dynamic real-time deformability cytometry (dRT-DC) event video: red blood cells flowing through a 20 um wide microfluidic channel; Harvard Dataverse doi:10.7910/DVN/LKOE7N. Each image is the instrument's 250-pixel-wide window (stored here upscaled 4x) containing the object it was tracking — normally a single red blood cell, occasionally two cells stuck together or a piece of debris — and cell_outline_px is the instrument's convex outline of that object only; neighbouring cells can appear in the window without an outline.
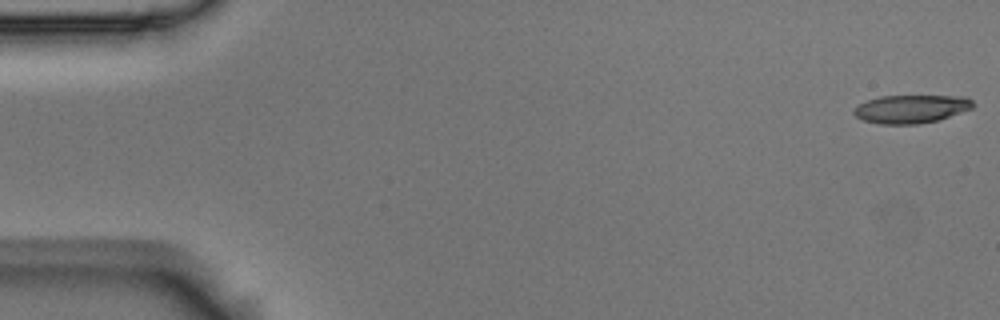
{"species": "Egyptian fruit bat (a non-hibernating species)", "species_latin": "Rousettus aegyptiacus", "temperature_condition": "room temperature", "stored_images_in_passage": 55, "camera_frame_rate_fps": 3000, "um_per_image_px": 0.085, "animal": {"sex": "male"}, "frame": {"image": 1, "passage_image": 1, "time_ms": 0.0, "image_size_px": [1000, 320], "cell_outline_px": [[972, 108], [936, 120], [916, 124], [880, 124], [864, 120], [856, 116], [852, 112], [860, 104], [868, 100], [880, 96], [968, 96], [972, 100]], "centroid_in_image_um": [77.43, 9.25], "position_along_channel_um": 7.6, "area_um2": 19.25}}
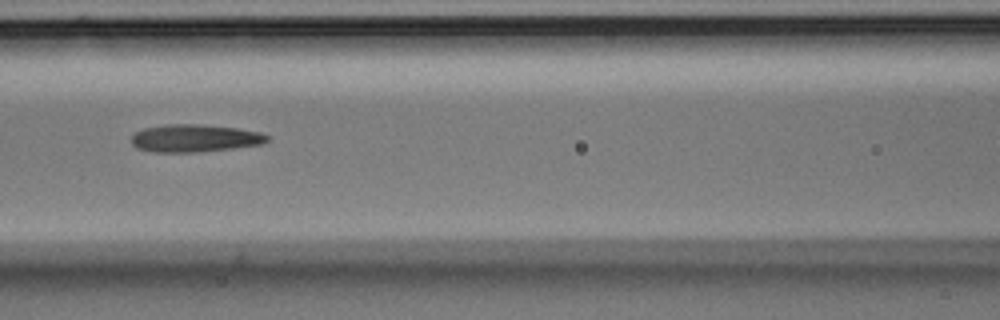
{"frame": {"image": 2, "passage_image": 24, "time_ms": 7.667, "image_size_px": [1000, 320], "cell_outline_px": [[268, 140], [264, 144], [200, 152], [156, 152], [136, 148], [132, 144], [132, 136], [136, 132], [144, 128], [164, 124], [200, 124], [236, 128], [260, 132], [268, 136]], "centroid_in_image_um": [16.55, 11.75], "position_along_channel_um": 150.1, "area_um2": 21.85}}
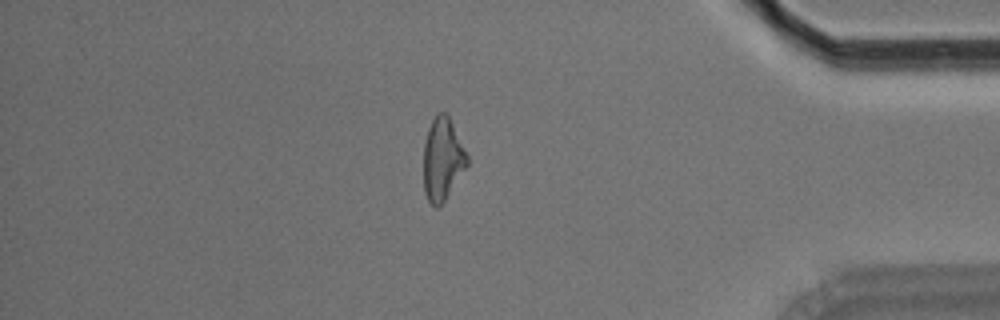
{"frame": {"image": 3, "passage_image": 47, "time_ms": 15.333, "image_size_px": [1000, 320], "cell_outline_px": [[468, 164], [440, 208], [436, 208], [428, 200], [424, 192], [424, 144], [428, 128], [432, 120], [440, 112], [444, 112], [448, 116], [468, 156]], "centroid_in_image_um": [37.6, 13.58], "position_along_channel_um": 397.6, "area_um2": 20.69}, "authors_computed_cell_mechanics": {"area_um2": 21.2704, "velocity_mm_per_s": 3.6591, "shape_relaxation_time_tau1_ms": 8.7781, "shape_relaxation_time_tau2_ms": 3.0291, "deformation_change_tau1": 0.2316, "deformation_change_tau2": 0.1461}}